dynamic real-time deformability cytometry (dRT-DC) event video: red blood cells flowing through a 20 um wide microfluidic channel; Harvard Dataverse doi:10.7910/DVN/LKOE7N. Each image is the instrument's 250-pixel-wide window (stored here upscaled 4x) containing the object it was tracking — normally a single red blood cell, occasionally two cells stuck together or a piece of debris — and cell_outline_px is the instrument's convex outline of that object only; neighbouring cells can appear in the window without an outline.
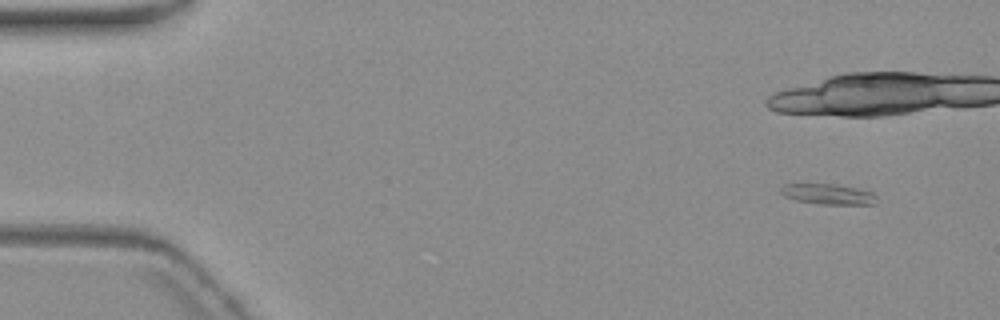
{"species": "common noctule bat (a hibernating species)", "species_latin": "Nyctalus noctula", "temperature_condition": "warm", "stored_images_in_passage": 9, "camera_frame_rate_fps": 3000, "um_per_image_px": 0.085, "animal": {"sex": "female", "body_mass_g": 19.3, "forearm_length_mm": 54.1}, "frame": {"image": 1, "passage_image": 1, "time_ms": 0.0, "image_size_px": [1000, 320], "cell_outline_px": [[876, 204], [820, 204], [796, 200], [784, 196], [780, 192], [780, 188], [784, 184], [832, 184], [856, 188], [872, 192], [876, 196]], "centroid_in_image_um": [70.37, 16.5], "position_along_channel_um": 14.6, "area_um2": 11.33}}
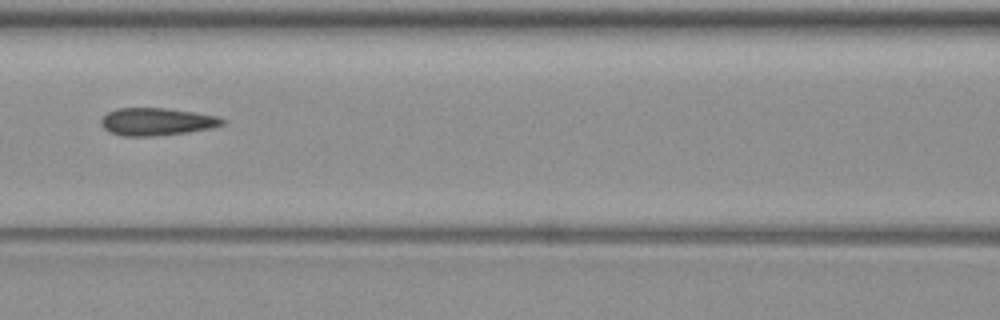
{"frame": {"image": 2, "passage_image": 8, "time_ms": 9.333, "image_size_px": [1000, 320], "cell_outline_px": [[224, 124], [212, 128], [188, 132], [152, 136], [120, 136], [108, 132], [100, 124], [100, 120], [108, 112], [116, 108], [164, 108], [196, 112], [216, 116], [224, 120]], "centroid_in_image_um": [13.28, 10.34], "position_along_channel_um": 153.3, "area_um2": 19.54}}
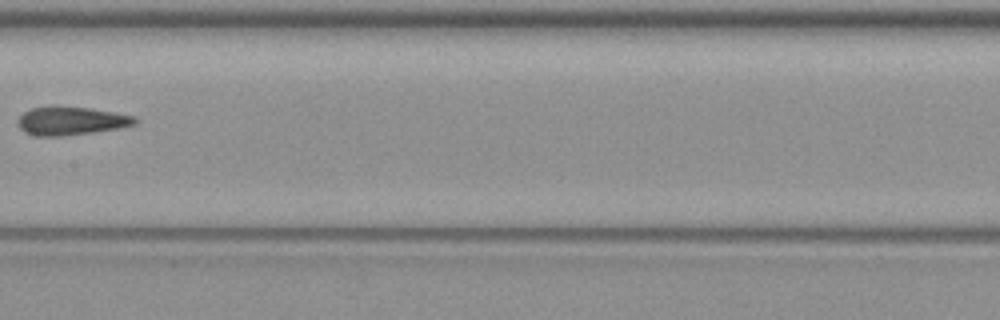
{"frame": {"image": 3, "passage_image": 9, "time_ms": 10.667, "image_size_px": [1000, 320], "cell_outline_px": [[140, 120], [136, 124], [120, 128], [92, 132], [60, 136], [36, 136], [20, 128], [20, 116], [24, 112], [32, 108], [52, 104], [56, 104], [88, 108], [112, 112], [132, 116]], "centroid_in_image_um": [6.06, 10.24], "position_along_channel_um": 201.3, "area_um2": 19.36}}